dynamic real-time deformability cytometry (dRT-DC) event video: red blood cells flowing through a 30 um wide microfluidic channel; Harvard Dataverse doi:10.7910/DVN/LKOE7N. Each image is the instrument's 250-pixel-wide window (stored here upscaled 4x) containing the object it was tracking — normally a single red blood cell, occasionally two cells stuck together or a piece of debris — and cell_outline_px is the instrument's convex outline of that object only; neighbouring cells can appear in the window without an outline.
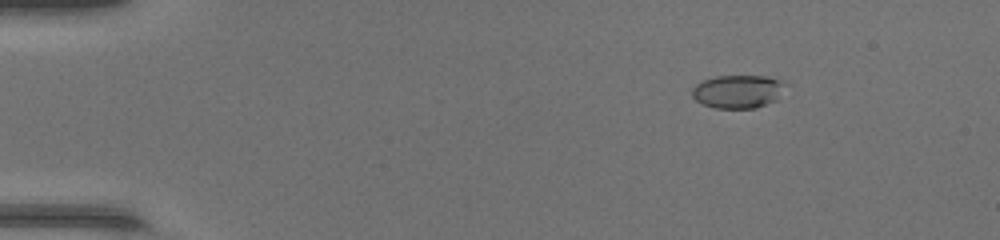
{"species": "common noctule bat (a hibernating species)", "species_latin": "Nyctalus noctula", "temperature_condition": "warm", "stored_images_in_passage": 49, "camera_frame_rate_fps": 3000, "um_per_image_px": 0.085, "animal": {"sex": "female", "body_mass_g": 17.0, "forearm_length_mm": 48.0}, "frame": {"image": 1, "passage_image": 8, "time_ms": 2.333, "image_size_px": [1000, 240], "cell_outline_px": [[788, 84], [776, 100], [756, 108], [716, 108], [704, 104], [696, 100], [692, 96], [692, 88], [696, 84], [704, 80], [716, 76], [768, 76], [780, 80]], "centroid_in_image_um": [62.75, 7.77], "position_along_channel_um": 22.3, "area_um2": 18.09}}
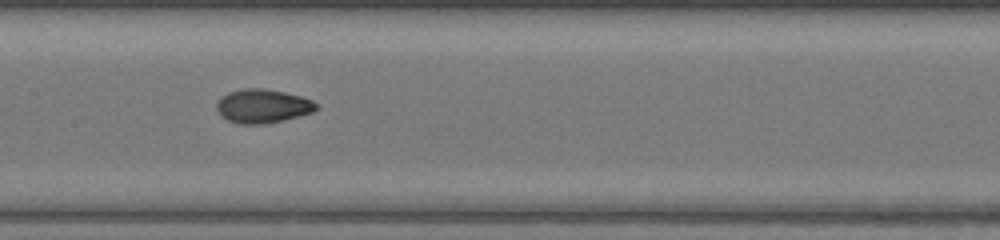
{"frame": {"image": 2, "passage_image": 26, "time_ms": 8.333, "image_size_px": [1000, 240], "cell_outline_px": [[320, 108], [312, 112], [284, 120], [264, 124], [240, 124], [228, 120], [220, 116], [216, 108], [216, 104], [220, 96], [228, 92], [244, 88], [264, 88], [284, 92], [300, 96], [312, 100], [320, 104]], "centroid_in_image_um": [22.33, 9.01], "position_along_channel_um": 185.1, "area_um2": 19.88}}
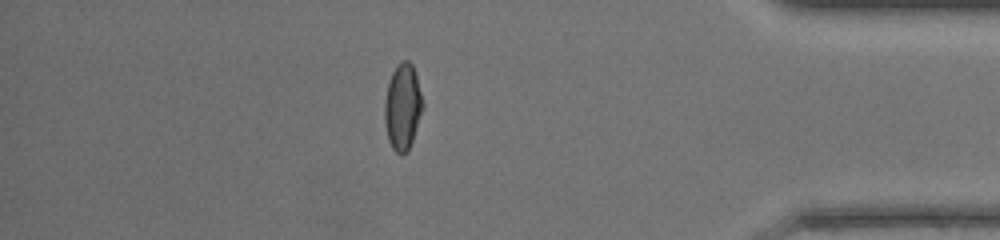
{"frame": {"image": 3, "passage_image": 43, "time_ms": 14.0, "image_size_px": [1000, 240], "cell_outline_px": [[424, 104], [408, 152], [396, 152], [392, 148], [388, 140], [384, 124], [384, 100], [388, 84], [392, 72], [396, 64], [400, 60], [408, 60], [412, 64], [416, 76]], "centroid_in_image_um": [34.2, 9.05], "position_along_channel_um": 401.0, "area_um2": 19.13}, "authors_computed_cell_mechanics": {"area_um2": 18.8428, "velocity_mm_per_s": 4.4123, "shape_relaxation_time_tau1_ms": 5.4379, "shape_relaxation_time_tau2_ms": 0.9247, "deformation_change_tau1": 0.2276, "deformation_change_tau2": 0.0419}}